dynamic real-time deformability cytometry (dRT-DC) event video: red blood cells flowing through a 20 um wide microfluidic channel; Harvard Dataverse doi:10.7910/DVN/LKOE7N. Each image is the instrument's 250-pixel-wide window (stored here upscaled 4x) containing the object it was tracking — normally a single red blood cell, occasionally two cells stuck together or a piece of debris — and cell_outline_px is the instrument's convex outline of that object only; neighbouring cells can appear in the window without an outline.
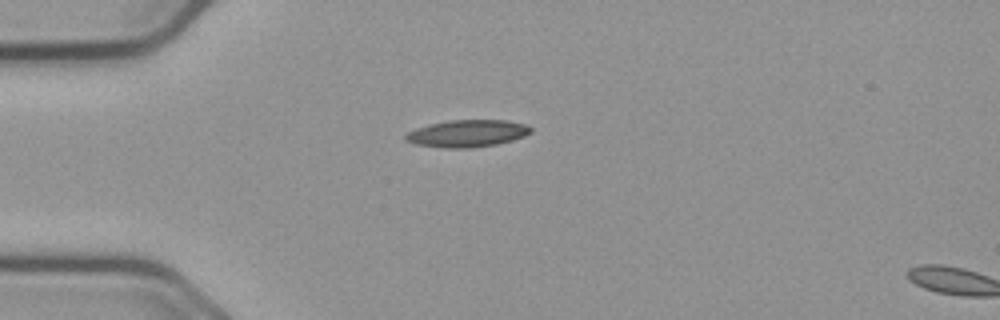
{"species": "common noctule bat (a hibernating species)", "species_latin": "Nyctalus noctula", "temperature_condition": "cold", "stored_images_in_passage": 3, "camera_frame_rate_fps": 3000, "um_per_image_px": 0.085, "animal": {"sex": "male", "body_mass_g": 23.1, "forearm_length_mm": 52.7}, "frame": {"image": 1, "passage_image": 1, "time_ms": 0.0, "image_size_px": [1000, 320], "cell_outline_px": [[532, 132], [524, 136], [512, 140], [496, 144], [468, 148], [444, 148], [416, 144], [404, 140], [404, 136], [408, 132], [416, 128], [448, 120], [508, 120], [524, 124], [532, 128]], "centroid_in_image_um": [39.72, 11.34], "position_along_channel_um": 45.3, "area_um2": 19.71}}